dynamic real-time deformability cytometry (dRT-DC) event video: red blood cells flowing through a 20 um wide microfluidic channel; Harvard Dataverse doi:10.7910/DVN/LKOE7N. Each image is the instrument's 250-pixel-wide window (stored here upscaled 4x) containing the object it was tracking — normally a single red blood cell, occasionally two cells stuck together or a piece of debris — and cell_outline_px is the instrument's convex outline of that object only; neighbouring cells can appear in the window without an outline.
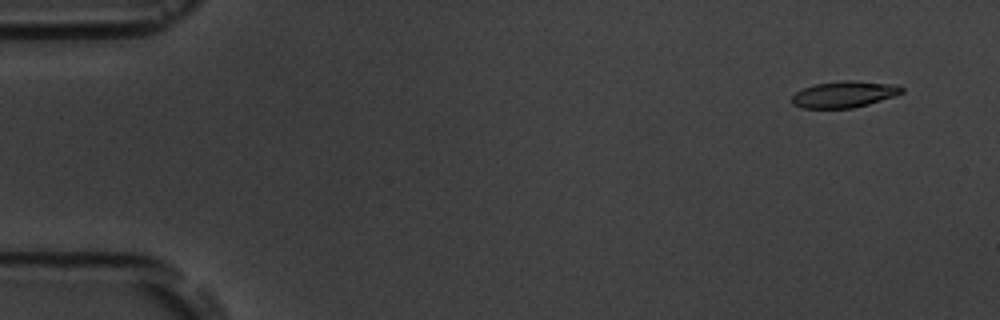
{"species": "common noctule bat (a hibernating species)", "species_latin": "Nyctalus noctula", "temperature_condition": "room temperature", "stored_images_in_passage": 6, "camera_frame_rate_fps": 3000, "um_per_image_px": 0.085, "animal": {"sex": "male", "body_mass_g": 19.5, "forearm_length_mm": 54.6}, "frame": {"image": 1, "passage_image": 1, "time_ms": 0.0, "image_size_px": [1000, 320], "cell_outline_px": [[904, 92], [896, 96], [868, 104], [852, 108], [804, 108], [792, 104], [792, 96], [796, 92], [804, 88], [816, 84], [844, 80], [852, 80], [892, 84], [904, 88]], "centroid_in_image_um": [71.77, 8.02], "position_along_channel_um": 13.2, "area_um2": 16.82}}
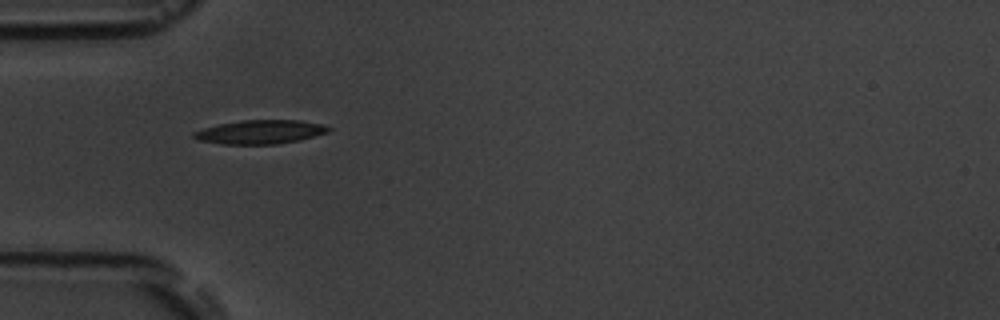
{"frame": {"image": 2, "passage_image": 5, "time_ms": 4.667, "image_size_px": [1000, 320], "cell_outline_px": [[332, 128], [328, 132], [300, 140], [276, 144], [224, 144], [196, 140], [192, 136], [192, 132], [204, 128], [220, 124], [240, 120], [300, 120], [324, 124]], "centroid_in_image_um": [22.13, 11.21], "position_along_channel_um": 62.9, "area_um2": 18.79}}
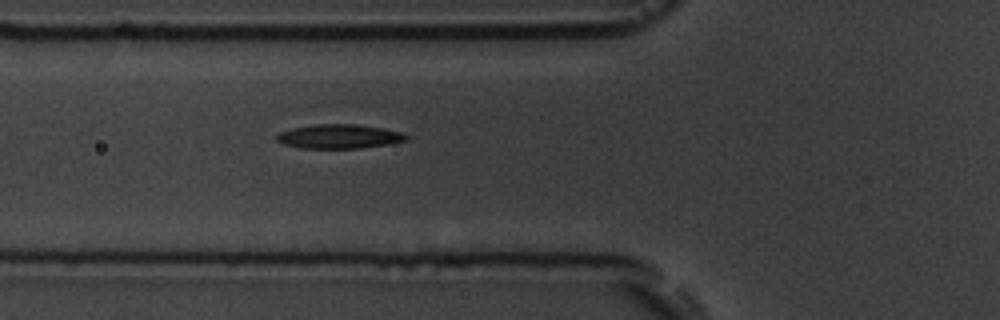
{"frame": {"image": 3, "passage_image": 6, "time_ms": 5.667, "image_size_px": [1000, 320], "cell_outline_px": [[408, 140], [388, 144], [360, 148], [300, 148], [284, 144], [276, 140], [276, 136], [280, 132], [292, 128], [312, 124], [356, 124], [384, 128], [400, 132], [408, 136]], "centroid_in_image_um": [28.82, 11.59], "position_along_channel_um": 97.0, "area_um2": 18.26}}